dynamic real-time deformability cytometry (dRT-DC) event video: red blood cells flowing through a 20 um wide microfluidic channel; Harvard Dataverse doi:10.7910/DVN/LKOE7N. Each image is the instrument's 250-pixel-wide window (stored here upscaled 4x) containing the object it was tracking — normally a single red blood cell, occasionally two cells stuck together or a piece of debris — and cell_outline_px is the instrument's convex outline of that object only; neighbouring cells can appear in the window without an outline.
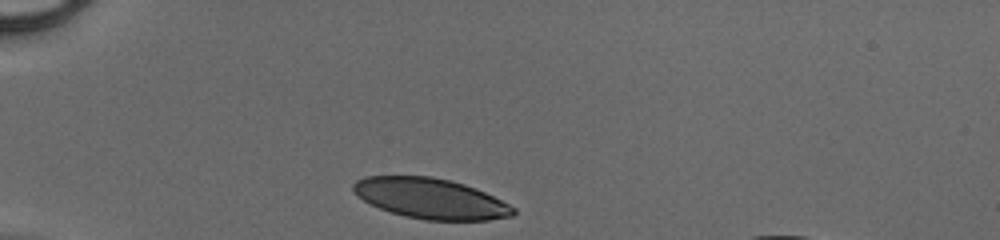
{"species": "human", "species_latin": "Homo sapiens", "temperature_condition": "cold", "stored_images_in_passage": 28, "camera_frame_rate_fps": 3000, "um_per_image_px": 0.085, "donor": {"sex": "male"}, "frame": {"image": 1, "passage_image": 1, "time_ms": 0.0, "image_size_px": [1000, 240], "cell_outline_px": [[516, 212], [512, 216], [488, 220], [424, 220], [404, 216], [380, 208], [364, 200], [352, 192], [352, 184], [356, 180], [364, 176], [432, 176], [452, 180], [476, 188], [516, 208]], "centroid_in_image_um": [36.59, 16.86], "position_along_channel_um": 48.4, "area_um2": 37.69}}
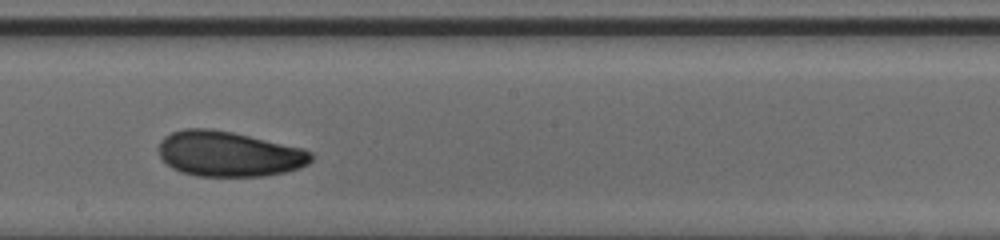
{"frame": {"image": 2, "passage_image": 16, "time_ms": 5.0, "image_size_px": [1000, 240], "cell_outline_px": [[312, 160], [308, 164], [300, 168], [284, 172], [264, 176], [196, 176], [180, 172], [172, 168], [160, 156], [160, 140], [164, 136], [172, 132], [184, 128], [212, 128], [232, 132], [304, 148], [312, 152]], "centroid_in_image_um": [19.46, 13.08], "position_along_channel_um": 228.7, "area_um2": 40.34}}
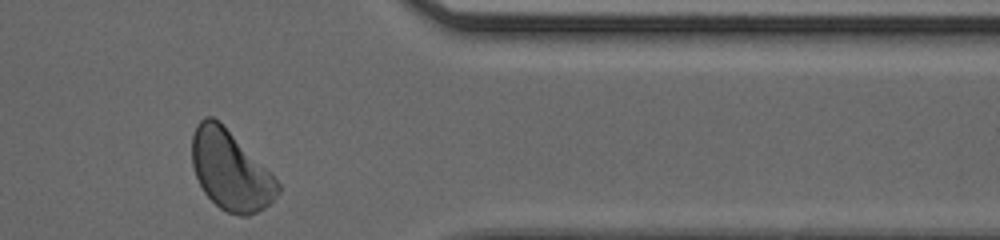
{"frame": {"image": 3, "passage_image": 28, "time_ms": 9.0, "image_size_px": [1000, 240], "cell_outline_px": [[280, 192], [264, 208], [248, 216], [240, 216], [228, 212], [220, 208], [204, 192], [196, 176], [192, 164], [192, 132], [196, 124], [204, 116], [212, 116], [272, 172], [280, 184]], "centroid_in_image_um": [19.59, 14.49], "position_along_channel_um": 391.8, "area_um2": 39.42}}